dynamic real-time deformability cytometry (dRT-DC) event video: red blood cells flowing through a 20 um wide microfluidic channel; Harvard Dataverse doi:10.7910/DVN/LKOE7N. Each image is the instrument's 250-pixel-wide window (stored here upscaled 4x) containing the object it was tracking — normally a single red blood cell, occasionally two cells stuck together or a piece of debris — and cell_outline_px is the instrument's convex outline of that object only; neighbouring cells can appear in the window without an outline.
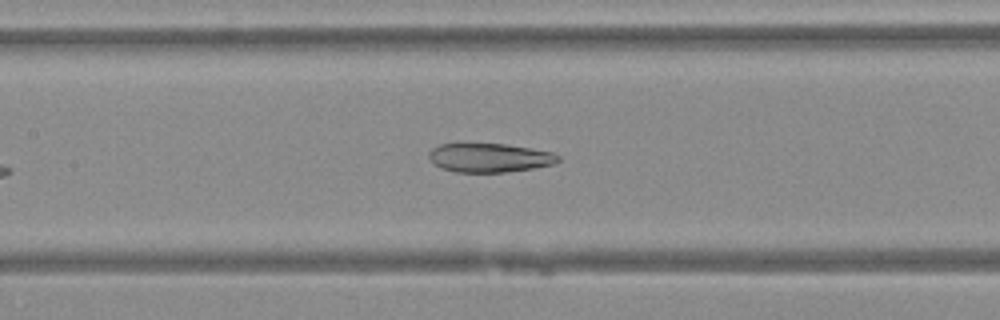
{"species": "Egyptian fruit bat (a non-hibernating species)", "species_latin": "Rousettus aegyptiacus", "temperature_condition": "warm", "stored_images_in_passage": 32, "camera_frame_rate_fps": 3000, "um_per_image_px": 0.085, "animal": {"sex": "female"}, "frame": {"image": 1, "passage_image": 9, "time_ms": 2.667, "image_size_px": [1000, 320], "cell_outline_px": [[560, 160], [552, 164], [532, 168], [504, 172], [456, 172], [440, 168], [428, 156], [428, 152], [432, 148], [440, 144], [504, 144], [552, 152], [560, 156]], "centroid_in_image_um": [41.59, 13.41], "position_along_channel_um": 165.8, "area_um2": 21.5}}
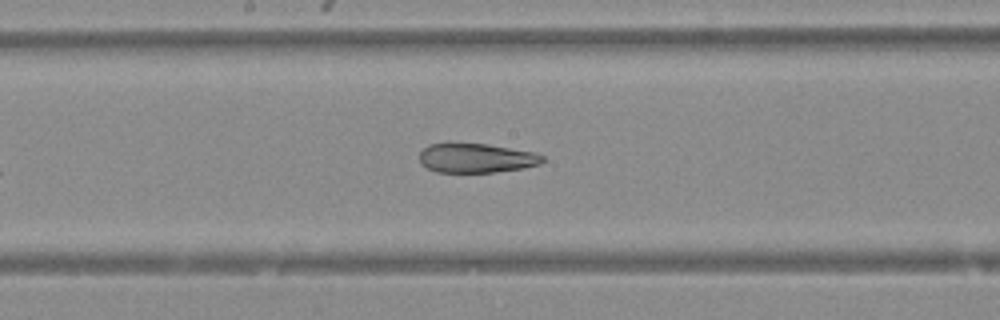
{"frame": {"image": 2, "passage_image": 12, "time_ms": 3.667, "image_size_px": [1000, 320], "cell_outline_px": [[544, 160], [540, 164], [524, 168], [496, 172], [436, 172], [420, 164], [420, 152], [428, 144], [488, 144], [536, 152], [544, 156]], "centroid_in_image_um": [40.52, 13.44], "position_along_channel_um": 207.7, "area_um2": 21.04}}
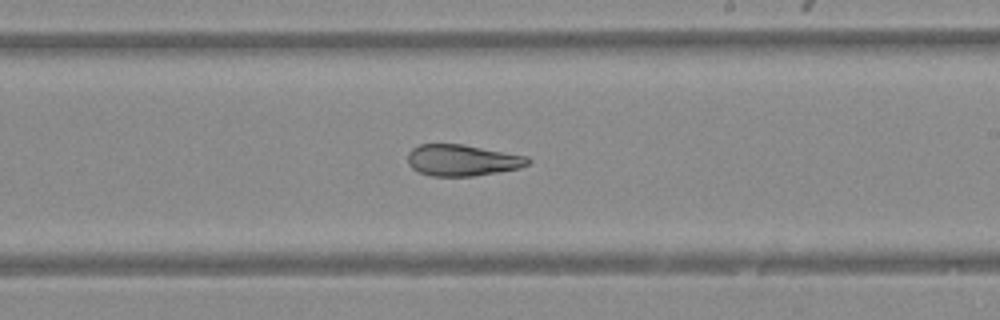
{"frame": {"image": 3, "passage_image": 15, "time_ms": 4.667, "image_size_px": [1000, 320], "cell_outline_px": [[532, 160], [528, 164], [520, 168], [472, 176], [432, 176], [420, 172], [412, 168], [408, 164], [408, 152], [412, 148], [420, 144], [464, 144], [528, 156]], "centroid_in_image_um": [39.3, 13.61], "position_along_channel_um": 249.7, "area_um2": 22.02}}